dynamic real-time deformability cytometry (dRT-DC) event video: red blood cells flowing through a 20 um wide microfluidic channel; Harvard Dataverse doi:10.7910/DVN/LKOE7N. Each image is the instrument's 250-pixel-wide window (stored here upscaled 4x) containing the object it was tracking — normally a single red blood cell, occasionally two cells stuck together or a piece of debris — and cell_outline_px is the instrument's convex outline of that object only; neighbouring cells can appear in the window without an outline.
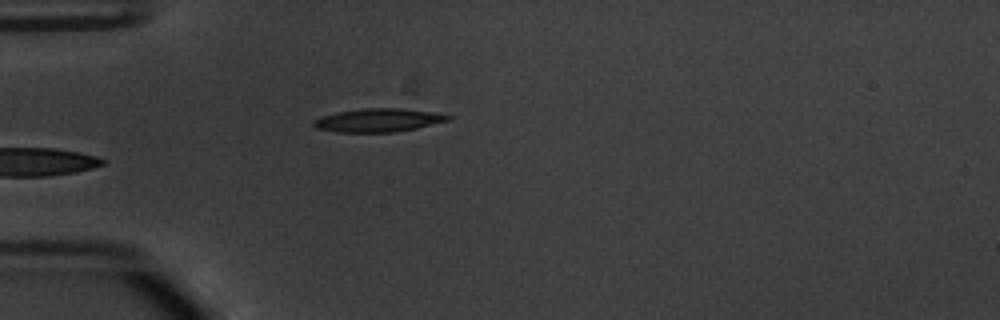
{"species": "common noctule bat (a hibernating species)", "species_latin": "Nyctalus noctula", "temperature_condition": "warm", "stored_images_in_passage": 37, "camera_frame_rate_fps": 3000, "um_per_image_px": 0.085, "animal": {"sex": "male", "body_mass_g": 20.1, "forearm_length_mm": 53.5}, "frame": {"image": 1, "passage_image": 1, "time_ms": 0.0, "image_size_px": [1000, 320], "cell_outline_px": [[452, 116], [448, 120], [416, 128], [392, 132], [336, 132], [316, 128], [312, 124], [312, 120], [320, 116], [340, 112], [364, 108], [400, 108], [436, 112]], "centroid_in_image_um": [32.12, 10.21], "position_along_channel_um": 52.9, "area_um2": 18.21}}
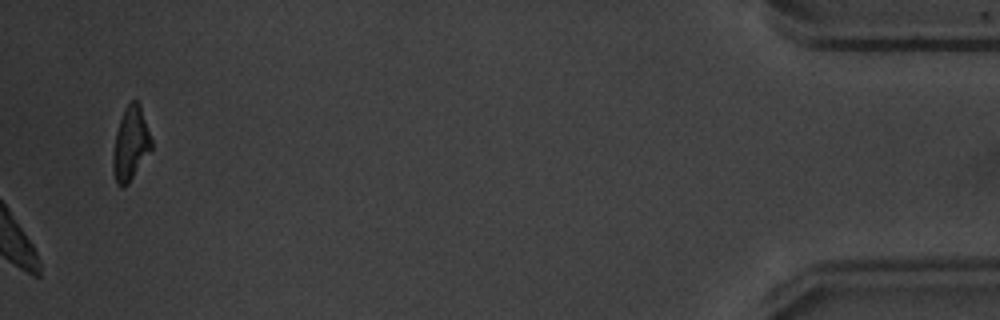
{"frame": {"image": 2, "passage_image": 37, "time_ms": 12.0, "image_size_px": [1000, 320], "cell_outline_px": [[152, 148], [128, 184], [124, 188], [116, 184], [112, 172], [112, 152], [116, 132], [124, 108], [132, 100], [136, 100], [140, 104], [152, 140]], "centroid_in_image_um": [11.08, 12.24], "position_along_channel_um": 424.1, "area_um2": 16.59}, "authors_computed_cell_mechanics": {"area_um2": 23.1778, "velocity_mm_per_s": 3.7417, "shape_relaxation_time_tau1_ms": 1.139, "shape_relaxation_time_tau2_ms": null, "deformation_change_tau1": 0.1711, "deformation_change_tau2": null}}